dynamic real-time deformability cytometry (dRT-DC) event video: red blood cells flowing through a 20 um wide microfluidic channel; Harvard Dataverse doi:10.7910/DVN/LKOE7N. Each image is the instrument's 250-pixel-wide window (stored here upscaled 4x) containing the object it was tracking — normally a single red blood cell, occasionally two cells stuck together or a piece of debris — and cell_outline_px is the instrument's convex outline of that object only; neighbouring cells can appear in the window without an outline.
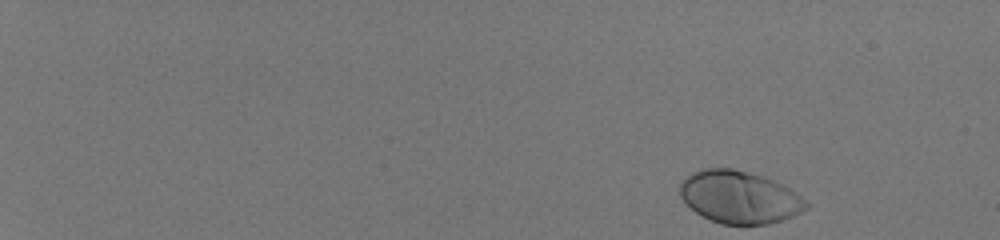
{"species": "human", "species_latin": "Homo sapiens", "temperature_condition": "room temperature", "stored_images_in_passage": 49, "camera_frame_rate_fps": 3000, "um_per_image_px": 0.085, "donor": {"sex": "male"}, "frame": {"image": 1, "passage_image": 1, "time_ms": 0.0, "image_size_px": [1000, 240], "cell_outline_px": [[812, 204], [808, 208], [792, 216], [768, 224], [720, 224], [696, 212], [680, 196], [680, 184], [692, 172], [704, 168], [732, 168], [764, 176], [796, 192], [808, 200]], "centroid_in_image_um": [62.89, 16.75], "position_along_channel_um": 22.1, "area_um2": 38.38}}
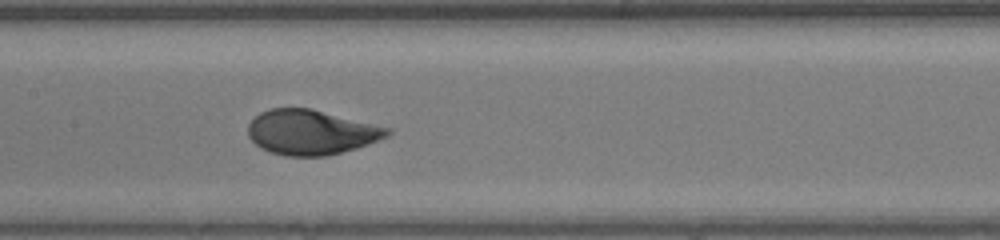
{"frame": {"image": 2, "passage_image": 27, "time_ms": 8.667, "image_size_px": [1000, 240], "cell_outline_px": [[392, 132], [388, 136], [356, 148], [324, 156], [288, 156], [268, 152], [260, 148], [248, 136], [248, 124], [260, 112], [268, 108], [312, 108], [392, 128]], "centroid_in_image_um": [26.44, 11.23], "position_along_channel_um": 181.0, "area_um2": 36.53}}
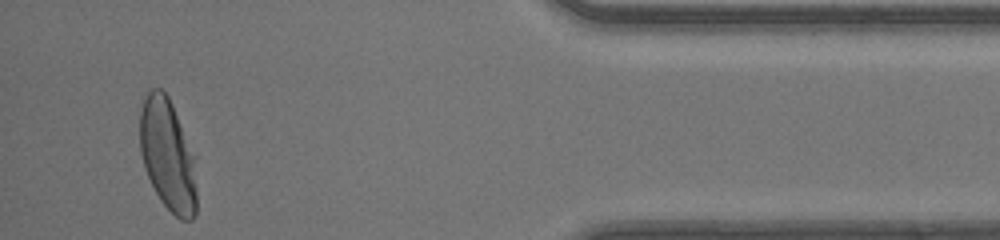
{"frame": {"image": 3, "passage_image": 47, "time_ms": 15.333, "image_size_px": [1000, 240], "cell_outline_px": [[196, 216], [192, 220], [180, 220], [160, 200], [144, 168], [140, 152], [140, 112], [148, 88], [160, 88], [168, 96], [172, 104], [192, 156], [196, 192]], "centroid_in_image_um": [14.21, 13.19], "position_along_channel_um": 421.0, "area_um2": 36.18}, "authors_computed_cell_mechanics": {"area_um2": 36.6452, "velocity_mm_per_s": 4.1388, "shape_relaxation_time_tau1_ms": 2.2718, "shape_relaxation_time_tau2_ms": null, "deformation_change_tau1": 0.1799, "deformation_change_tau2": null}}